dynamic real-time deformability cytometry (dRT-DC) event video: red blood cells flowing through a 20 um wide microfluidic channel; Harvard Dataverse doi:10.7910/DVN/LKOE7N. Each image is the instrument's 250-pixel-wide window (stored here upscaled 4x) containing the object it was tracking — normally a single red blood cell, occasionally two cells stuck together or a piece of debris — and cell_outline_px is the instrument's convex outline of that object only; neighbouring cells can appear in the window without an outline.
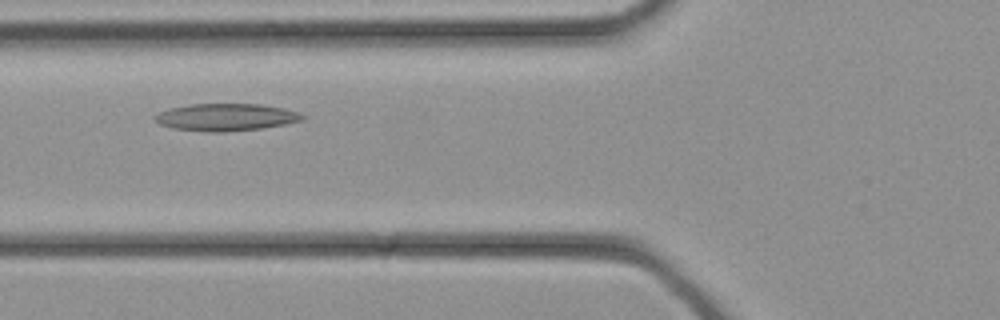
{"species": "common noctule bat (a hibernating species)", "species_latin": "Nyctalus noctula", "temperature_condition": "cold", "stored_images_in_passage": 24, "camera_frame_rate_fps": 3000, "um_per_image_px": 0.085, "animal": {"sex": "female", "body_mass_g": 21.9}, "frame": {"image": 1, "passage_image": 5, "time_ms": 1.333, "image_size_px": [1000, 320], "cell_outline_px": [[308, 116], [304, 120], [284, 124], [260, 128], [220, 132], [208, 132], [172, 128], [160, 124], [152, 116], [168, 108], [188, 104], [260, 104], [284, 108]], "centroid_in_image_um": [19.19, 9.95], "position_along_channel_um": 106.6, "area_um2": 23.41}}
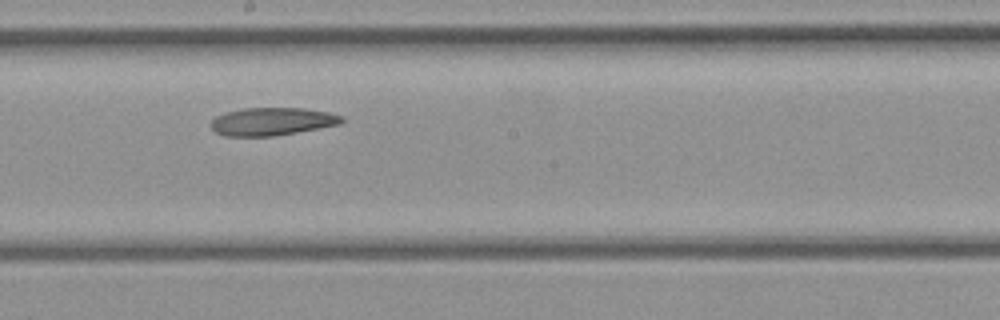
{"frame": {"image": 2, "passage_image": 11, "time_ms": 3.333, "image_size_px": [1000, 320], "cell_outline_px": [[344, 120], [340, 124], [320, 128], [276, 136], [224, 136], [216, 132], [208, 124], [216, 116], [224, 112], [244, 108], [304, 108], [328, 112], [344, 116]], "centroid_in_image_um": [23.12, 10.33], "position_along_channel_um": 225.1, "area_um2": 21.44}}
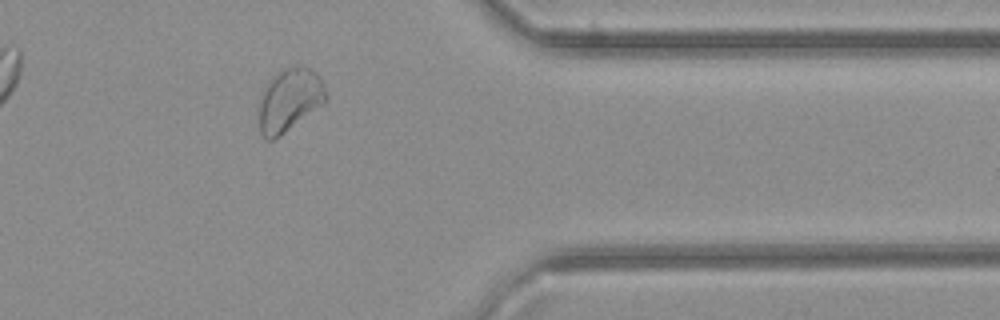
{"frame": {"image": 3, "passage_image": 20, "time_ms": 6.333, "image_size_px": [1000, 320], "cell_outline_px": [[328, 100], [280, 136], [272, 140], [264, 140], [260, 132], [260, 96], [268, 80], [276, 72], [284, 68], [300, 64], [316, 72], [324, 84], [328, 96]], "centroid_in_image_um": [24.61, 8.47], "position_along_channel_um": 386.8, "area_um2": 24.8}}